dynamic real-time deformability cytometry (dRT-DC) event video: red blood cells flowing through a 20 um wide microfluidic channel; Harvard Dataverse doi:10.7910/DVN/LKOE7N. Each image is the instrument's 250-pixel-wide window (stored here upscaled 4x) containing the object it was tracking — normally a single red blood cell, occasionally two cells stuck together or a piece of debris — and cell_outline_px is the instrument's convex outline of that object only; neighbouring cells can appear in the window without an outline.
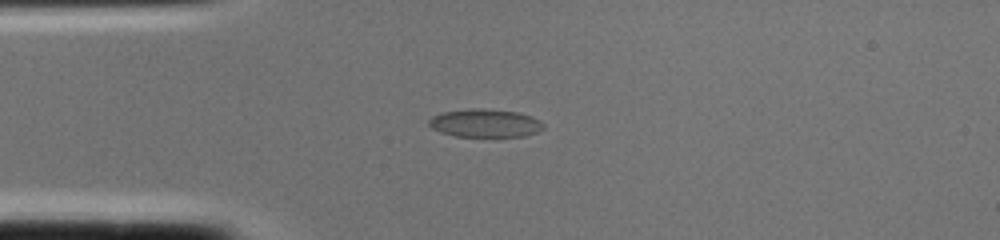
{"species": "common noctule bat (a hibernating species)", "species_latin": "Nyctalus noctula", "temperature_condition": "cold", "stored_images_in_passage": 2, "camera_frame_rate_fps": 3000, "um_per_image_px": 0.085, "animal": {"sex": "female", "body_mass_g": 22.0, "forearm_length_mm": 56.7}, "frame": {"image": 1, "passage_image": 1, "time_ms": 0.0, "image_size_px": [1000, 240], "cell_outline_px": [[544, 128], [536, 132], [524, 136], [456, 136], [440, 132], [432, 128], [428, 124], [428, 120], [432, 116], [444, 112], [472, 108], [480, 108], [516, 112], [532, 116], [540, 120], [544, 124]], "centroid_in_image_um": [41.23, 10.46], "position_along_channel_um": 43.8, "area_um2": 18.67}}